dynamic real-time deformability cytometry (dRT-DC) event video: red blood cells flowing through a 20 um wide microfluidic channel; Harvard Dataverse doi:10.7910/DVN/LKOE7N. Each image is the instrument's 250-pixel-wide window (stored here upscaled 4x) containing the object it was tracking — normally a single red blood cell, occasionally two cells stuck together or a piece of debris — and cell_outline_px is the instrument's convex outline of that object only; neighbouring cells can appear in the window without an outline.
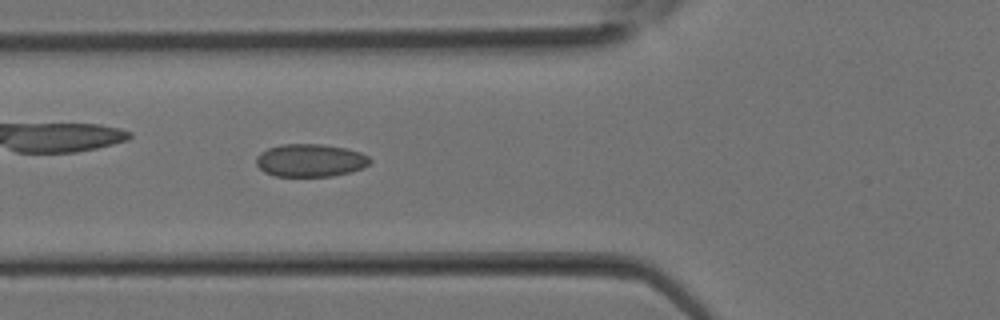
{"species": "Egyptian fruit bat (a non-hibernating species)", "species_latin": "Rousettus aegyptiacus", "temperature_condition": "room temperature", "stored_images_in_passage": 10, "camera_frame_rate_fps": 3000, "um_per_image_px": 0.085, "animal": {"sex": "female"}, "frame": {"image": 1, "passage_image": 9, "time_ms": 2.667, "image_size_px": [1000, 320], "cell_outline_px": [[372, 160], [364, 168], [352, 172], [332, 176], [276, 176], [264, 172], [256, 164], [256, 156], [260, 152], [268, 148], [280, 144], [324, 144], [348, 148], [360, 152], [368, 156]], "centroid_in_image_um": [26.39, 13.62], "position_along_channel_um": 99.4, "area_um2": 22.02}}